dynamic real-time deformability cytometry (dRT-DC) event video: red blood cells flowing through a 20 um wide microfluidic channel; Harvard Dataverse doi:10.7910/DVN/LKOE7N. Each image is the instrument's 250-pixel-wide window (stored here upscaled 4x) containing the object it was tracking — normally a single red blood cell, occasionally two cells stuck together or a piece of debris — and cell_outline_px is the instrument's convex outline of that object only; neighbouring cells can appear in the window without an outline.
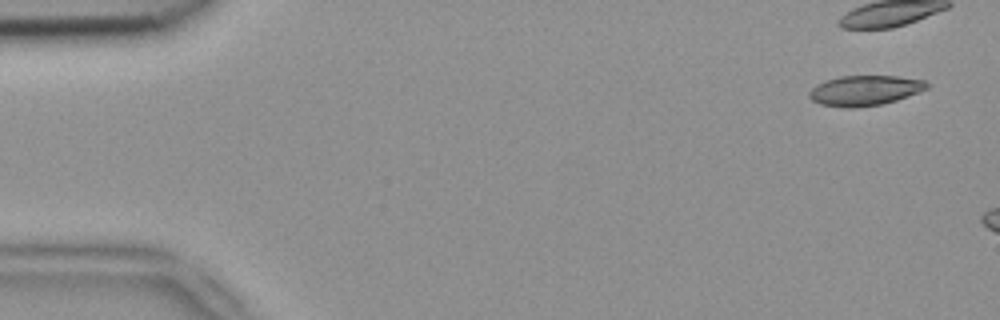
{"species": "common noctule bat (a hibernating species)", "species_latin": "Nyctalus noctula", "temperature_condition": "room temperature", "stored_images_in_passage": 5, "camera_frame_rate_fps": 3000, "um_per_image_px": 0.085, "animal": {"sex": "female", "body_mass_g": 18.4}, "frame": {"image": 1, "passage_image": 1, "time_ms": 0.0, "image_size_px": [1000, 320], "cell_outline_px": [[928, 88], [896, 100], [880, 104], [852, 108], [844, 108], [820, 104], [812, 100], [808, 96], [808, 92], [816, 84], [824, 80], [840, 76], [896, 76], [924, 80], [928, 84]], "centroid_in_image_um": [73.45, 7.69], "position_along_channel_um": 11.6, "area_um2": 20.58}}